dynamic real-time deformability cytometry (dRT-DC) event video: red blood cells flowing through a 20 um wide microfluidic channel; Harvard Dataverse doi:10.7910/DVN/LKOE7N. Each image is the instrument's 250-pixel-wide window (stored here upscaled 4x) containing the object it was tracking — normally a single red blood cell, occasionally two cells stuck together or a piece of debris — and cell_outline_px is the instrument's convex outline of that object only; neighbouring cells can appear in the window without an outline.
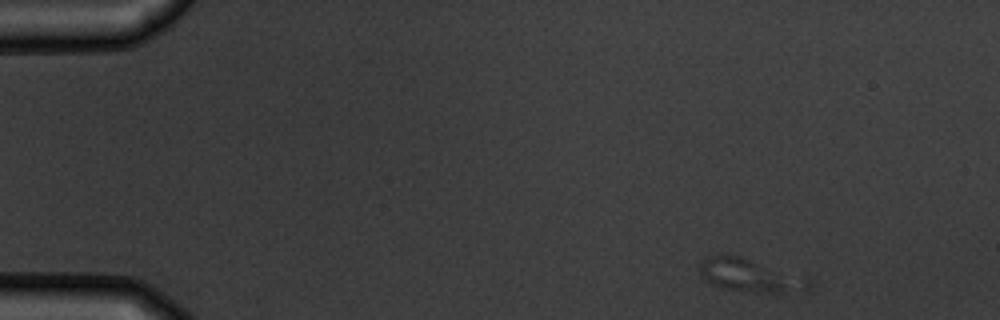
{"species": "common noctule bat (a hibernating species)", "species_latin": "Nyctalus noctula", "temperature_condition": "warm", "stored_images_in_passage": 4, "camera_frame_rate_fps": 3000, "um_per_image_px": 0.085, "animal": {"sex": "male", "body_mass_g": 19.5, "forearm_length_mm": 54.6}, "frame": {"image": 1, "passage_image": 1, "time_ms": 0.0, "image_size_px": [1000, 320], "cell_outline_px": [[780, 296], [728, 288], [712, 284], [704, 280], [700, 272], [700, 260], [712, 256], [740, 256], [756, 264], [780, 284]], "centroid_in_image_um": [62.74, 23.37], "position_along_channel_um": 22.3, "area_um2": 15.32}}